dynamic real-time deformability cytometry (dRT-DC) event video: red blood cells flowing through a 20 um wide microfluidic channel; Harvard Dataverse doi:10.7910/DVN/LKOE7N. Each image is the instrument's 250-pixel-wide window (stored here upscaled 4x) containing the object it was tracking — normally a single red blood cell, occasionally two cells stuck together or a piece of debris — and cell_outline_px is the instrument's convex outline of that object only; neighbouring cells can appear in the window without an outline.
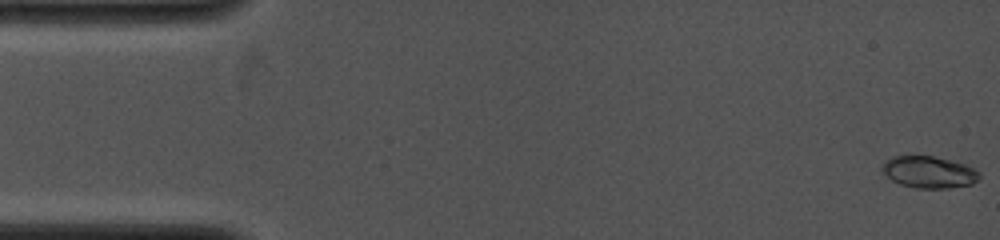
{"species": "common noctule bat (a hibernating species)", "species_latin": "Nyctalus noctula", "temperature_condition": "cold", "stored_images_in_passage": 35, "camera_frame_rate_fps": 4000, "um_per_image_px": 0.085, "animal": {"sex": "female", "body_mass_g": 19.0, "forearm_length_mm": 53.3}, "frame": {"image": 1, "passage_image": 1, "time_ms": 0.0, "image_size_px": [1000, 240], "cell_outline_px": [[980, 176], [972, 184], [948, 188], [916, 188], [900, 184], [892, 180], [880, 168], [880, 164], [884, 160], [892, 156], [936, 156], [952, 160], [964, 164], [980, 172]], "centroid_in_image_um": [78.93, 14.61], "position_along_channel_um": 6.1, "area_um2": 18.09}}
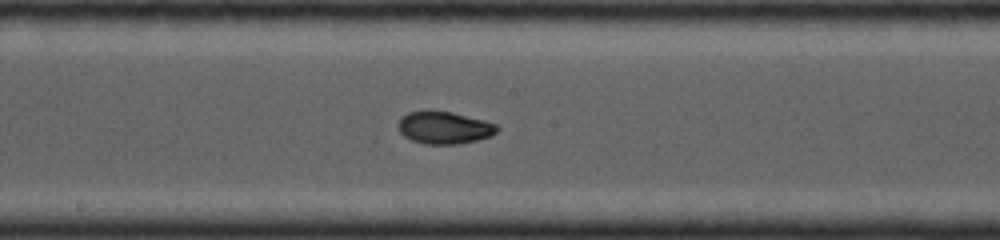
{"frame": {"image": 2, "passage_image": 21, "time_ms": 7.75, "image_size_px": [1000, 240], "cell_outline_px": [[500, 128], [492, 136], [460, 144], [424, 144], [412, 140], [404, 136], [396, 128], [396, 124], [400, 116], [408, 112], [424, 108], [432, 108], [452, 112], [484, 120], [496, 124]], "centroid_in_image_um": [37.69, 10.81], "position_along_channel_um": 210.5, "area_um2": 19.42}}
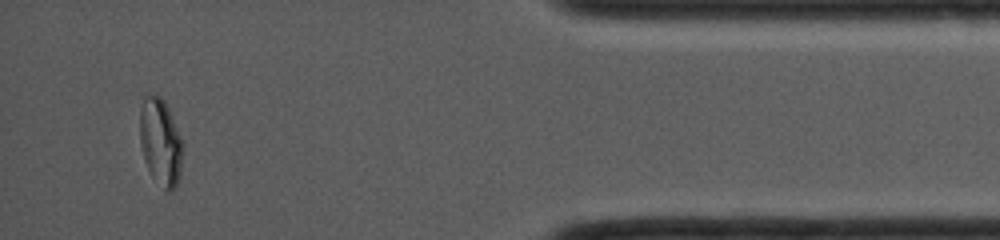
{"frame": {"image": 3, "passage_image": 35, "time_ms": 13.5, "image_size_px": [1000, 240], "cell_outline_px": [[184, 144], [180, 176], [172, 192], [168, 192], [152, 176], [144, 160], [140, 144], [140, 108], [144, 96], [152, 92], [160, 96], [164, 100], [168, 108]], "centroid_in_image_um": [13.65, 12.04], "position_along_channel_um": 421.6, "area_um2": 21.96}}